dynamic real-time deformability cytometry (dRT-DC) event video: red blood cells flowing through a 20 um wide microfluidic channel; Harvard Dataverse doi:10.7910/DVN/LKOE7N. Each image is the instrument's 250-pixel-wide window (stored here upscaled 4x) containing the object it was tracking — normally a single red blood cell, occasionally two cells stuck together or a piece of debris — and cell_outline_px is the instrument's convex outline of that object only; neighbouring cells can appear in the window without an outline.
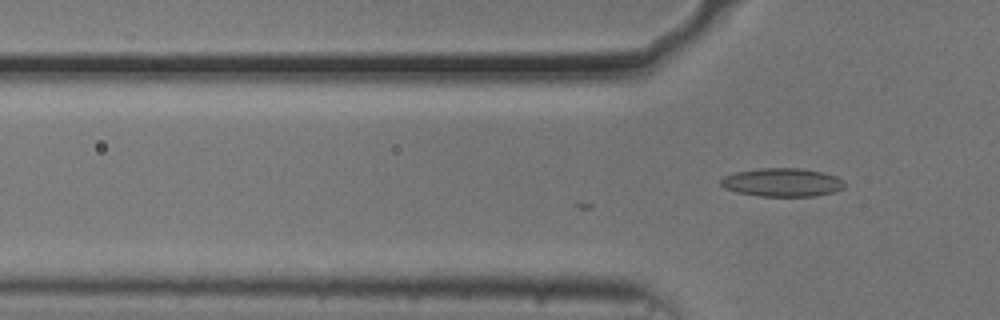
{"species": "common noctule bat (a hibernating species)", "species_latin": "Nyctalus noctula", "temperature_condition": "cold", "stored_images_in_passage": 4, "camera_frame_rate_fps": 3000, "um_per_image_px": 0.085, "animal": {"sex": "male", "body_mass_g": 20.5, "forearm_length_mm": 52.5}, "frame": {"image": 1, "passage_image": 4, "time_ms": 1.0, "image_size_px": [1000, 320], "cell_outline_px": [[844, 188], [832, 192], [816, 196], [760, 196], [736, 192], [724, 188], [720, 184], [720, 180], [724, 176], [736, 172], [760, 168], [800, 168], [820, 172], [836, 176], [844, 180]], "centroid_in_image_um": [66.47, 15.5], "position_along_channel_um": 59.3, "area_um2": 20.46}}